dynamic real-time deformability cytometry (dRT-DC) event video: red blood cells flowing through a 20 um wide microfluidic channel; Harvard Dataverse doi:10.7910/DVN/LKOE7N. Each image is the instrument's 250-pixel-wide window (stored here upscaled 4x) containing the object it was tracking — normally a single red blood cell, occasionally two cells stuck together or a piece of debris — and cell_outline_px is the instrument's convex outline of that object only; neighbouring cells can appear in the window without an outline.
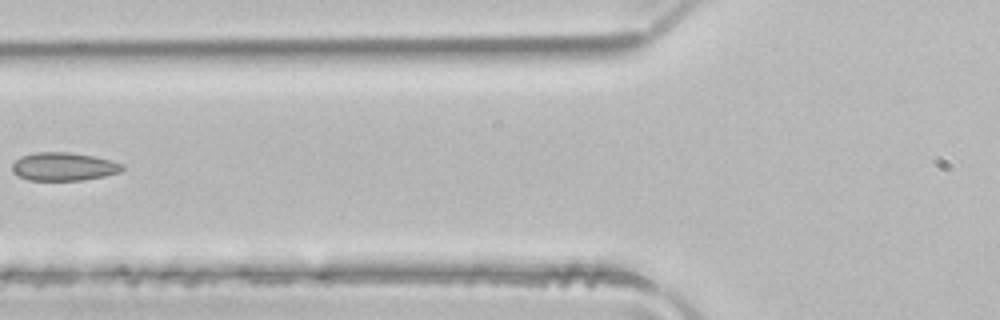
{"species": "common noctule bat (a hibernating species)", "species_latin": "Nyctalus noctula", "temperature_condition": "room temperature", "stored_images_in_passage": 4, "camera_frame_rate_fps": 3000, "um_per_image_px": 0.085, "animal": {"sex": "male", "body_mass_g": 21.5, "forearm_length_mm": 52.0}, "frame": {"image": 1, "passage_image": 4, "time_ms": 1.0, "image_size_px": [1000, 320], "cell_outline_px": [[124, 168], [120, 172], [104, 176], [80, 180], [28, 180], [12, 172], [12, 164], [20, 156], [36, 152], [68, 152], [92, 156], [124, 164]], "centroid_in_image_um": [5.39, 14.16], "position_along_channel_um": 120.4, "area_um2": 17.98}}